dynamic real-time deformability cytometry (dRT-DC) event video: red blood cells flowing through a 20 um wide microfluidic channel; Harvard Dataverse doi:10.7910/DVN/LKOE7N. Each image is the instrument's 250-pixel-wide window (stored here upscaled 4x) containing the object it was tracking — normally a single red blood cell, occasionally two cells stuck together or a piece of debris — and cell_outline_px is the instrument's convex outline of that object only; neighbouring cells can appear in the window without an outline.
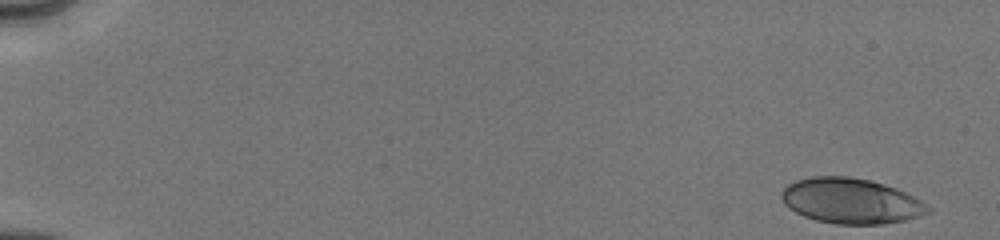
{"species": "human", "species_latin": "Homo sapiens", "temperature_condition": "cold", "stored_images_in_passage": 10, "camera_frame_rate_fps": 3000, "um_per_image_px": 0.085, "donor": {"sex": "male"}, "frame": {"image": 1, "passage_image": 1, "time_ms": 0.0, "image_size_px": [1000, 240], "cell_outline_px": [[932, 212], [920, 216], [904, 220], [884, 224], [836, 224], [816, 220], [804, 216], [788, 208], [784, 204], [780, 196], [780, 192], [788, 184], [796, 180], [812, 176], [848, 176], [868, 180], [884, 184], [896, 188], [912, 196], [932, 208]], "centroid_in_image_um": [72.3, 17.08], "position_along_channel_um": 12.7, "area_um2": 38.73}}
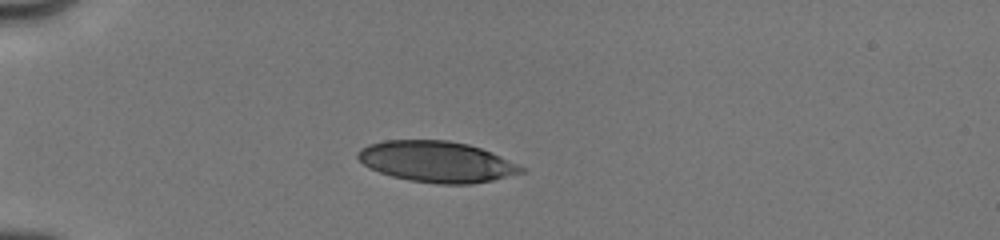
{"frame": {"image": 2, "passage_image": 9, "time_ms": 4.333, "image_size_px": [1000, 240], "cell_outline_px": [[524, 172], [492, 180], [472, 184], [440, 184], [408, 180], [392, 176], [368, 168], [356, 156], [356, 152], [360, 148], [368, 144], [384, 140], [448, 140], [468, 144], [480, 148], [500, 156], [524, 168]], "centroid_in_image_um": [37.06, 13.74], "position_along_channel_um": 47.9, "area_um2": 38.9}}